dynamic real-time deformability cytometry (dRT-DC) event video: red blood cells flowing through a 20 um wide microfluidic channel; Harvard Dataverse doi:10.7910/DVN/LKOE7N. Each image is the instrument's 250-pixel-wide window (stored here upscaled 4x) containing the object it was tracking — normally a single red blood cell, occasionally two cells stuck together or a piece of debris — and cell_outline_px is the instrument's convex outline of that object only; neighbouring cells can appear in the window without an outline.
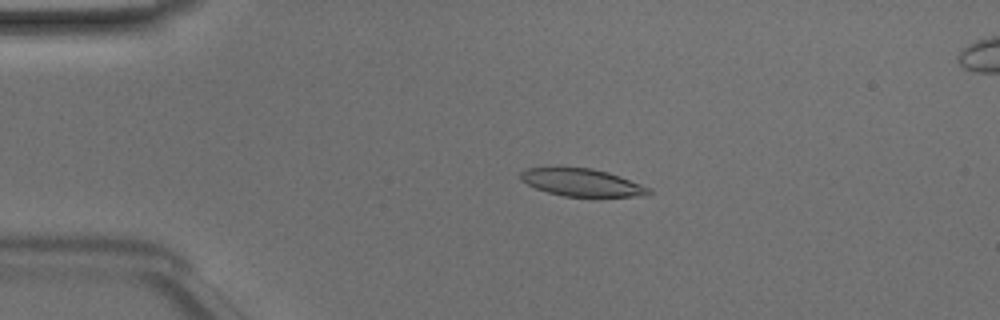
{"species": "Egyptian fruit bat (a non-hibernating species)", "species_latin": "Rousettus aegyptiacus", "temperature_condition": "room temperature", "stored_images_in_passage": 49, "camera_frame_rate_fps": 3000, "um_per_image_px": 0.085, "animal": {"sex": "male"}, "frame": {"image": 1, "passage_image": 11, "time_ms": 3.333, "image_size_px": [1000, 320], "cell_outline_px": [[652, 192], [644, 196], [596, 200], [564, 196], [548, 192], [536, 188], [520, 180], [520, 172], [528, 168], [592, 168], [608, 172], [620, 176], [652, 188]], "centroid_in_image_um": [49.58, 15.58], "position_along_channel_um": 35.4, "area_um2": 21.5}}
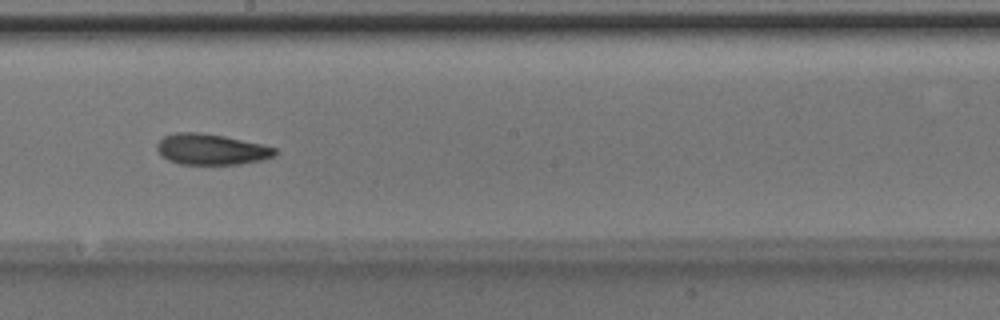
{"frame": {"image": 2, "passage_image": 28, "time_ms": 9.0, "image_size_px": [1000, 320], "cell_outline_px": [[280, 152], [276, 156], [264, 160], [240, 164], [180, 164], [168, 160], [156, 148], [156, 144], [164, 136], [176, 132], [200, 132], [224, 136], [260, 144], [276, 148]], "centroid_in_image_um": [18.0, 12.7], "position_along_channel_um": 230.2, "area_um2": 21.27}}
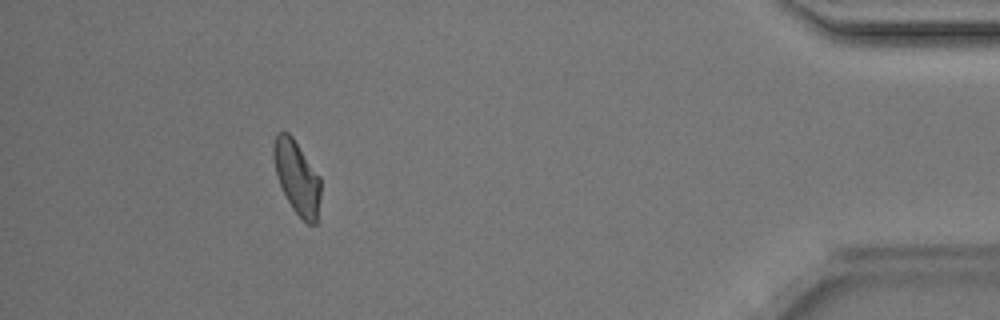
{"frame": {"image": 3, "passage_image": 45, "time_ms": 14.667, "image_size_px": [1000, 320], "cell_outline_px": [[320, 200], [316, 224], [308, 224], [292, 208], [276, 176], [272, 156], [272, 148], [276, 132], [288, 132], [292, 136], [320, 176]], "centroid_in_image_um": [25.23, 15.04], "position_along_channel_um": 410.0, "area_um2": 20.11}, "authors_computed_cell_mechanics": {"area_um2": 21.2704, "velocity_mm_per_s": 4.1432, "shape_relaxation_time_tau1_ms": 3.1439, "shape_relaxation_time_tau2_ms": 2.3917, "deformation_change_tau1": 0.135, "deformation_change_tau2": 0.0999}}